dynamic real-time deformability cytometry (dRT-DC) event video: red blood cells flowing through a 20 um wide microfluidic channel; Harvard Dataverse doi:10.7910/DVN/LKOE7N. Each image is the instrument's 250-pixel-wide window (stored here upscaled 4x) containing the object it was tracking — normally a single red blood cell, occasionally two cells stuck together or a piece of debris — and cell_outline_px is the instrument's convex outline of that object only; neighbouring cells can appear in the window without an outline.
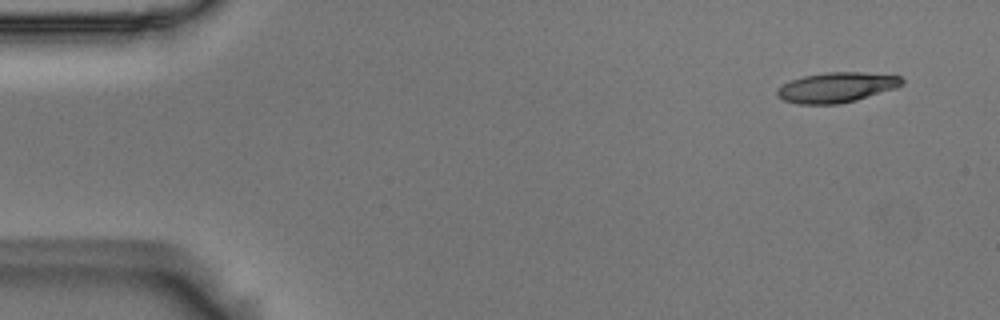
{"species": "Egyptian fruit bat (a non-hibernating species)", "species_latin": "Rousettus aegyptiacus", "temperature_condition": "room temperature", "stored_images_in_passage": 4, "camera_frame_rate_fps": 3000, "um_per_image_px": 0.085, "animal": {"sex": "male"}, "frame": {"image": 1, "passage_image": 1, "time_ms": 0.0, "image_size_px": [1000, 320], "cell_outline_px": [[904, 84], [896, 88], [856, 100], [840, 104], [800, 104], [784, 100], [776, 96], [776, 88], [792, 80], [804, 76], [828, 72], [864, 72], [900, 76], [904, 80]], "centroid_in_image_um": [71.12, 7.43], "position_along_channel_um": 13.9, "area_um2": 21.91}}